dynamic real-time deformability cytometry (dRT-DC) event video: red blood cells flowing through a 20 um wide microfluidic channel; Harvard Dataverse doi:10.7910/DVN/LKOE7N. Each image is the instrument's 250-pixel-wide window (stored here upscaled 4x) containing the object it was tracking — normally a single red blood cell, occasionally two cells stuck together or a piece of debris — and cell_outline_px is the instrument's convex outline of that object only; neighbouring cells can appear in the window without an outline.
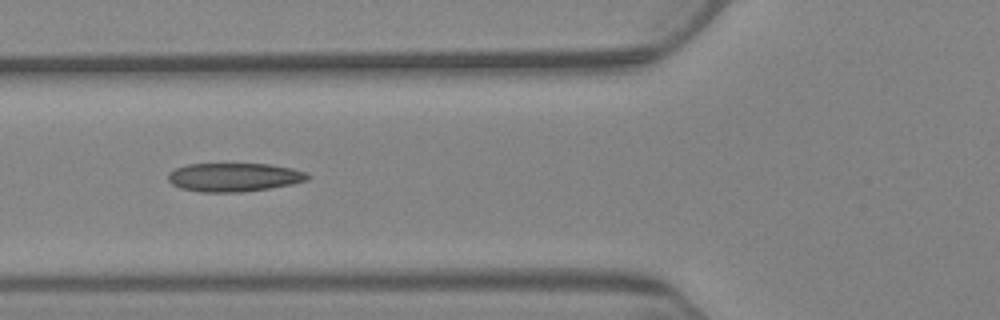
{"species": "Egyptian fruit bat (a non-hibernating species)", "species_latin": "Rousettus aegyptiacus", "temperature_condition": "warm", "stored_images_in_passage": 8, "camera_frame_rate_fps": 3000, "um_per_image_px": 0.085, "animal": {"sex": "female"}, "frame": {"image": 1, "passage_image": 7, "time_ms": 8.0, "image_size_px": [1000, 320], "cell_outline_px": [[312, 176], [308, 180], [292, 184], [272, 188], [240, 192], [200, 192], [180, 188], [172, 184], [168, 180], [168, 172], [176, 168], [188, 164], [272, 164], [292, 168], [308, 172]], "centroid_in_image_um": [19.93, 15.06], "position_along_channel_um": 105.9, "area_um2": 23.52}}
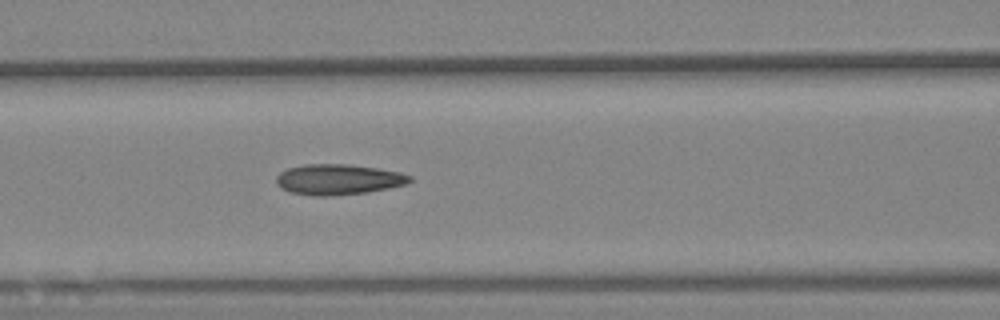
{"frame": {"image": 2, "passage_image": 8, "time_ms": 9.0, "image_size_px": [1000, 320], "cell_outline_px": [[412, 180], [404, 184], [388, 188], [368, 192], [332, 196], [312, 196], [288, 192], [280, 188], [276, 184], [276, 176], [280, 172], [288, 168], [304, 164], [352, 164], [400, 172], [412, 176]], "centroid_in_image_um": [28.71, 15.26], "position_along_channel_um": 137.9, "area_um2": 23.99}}